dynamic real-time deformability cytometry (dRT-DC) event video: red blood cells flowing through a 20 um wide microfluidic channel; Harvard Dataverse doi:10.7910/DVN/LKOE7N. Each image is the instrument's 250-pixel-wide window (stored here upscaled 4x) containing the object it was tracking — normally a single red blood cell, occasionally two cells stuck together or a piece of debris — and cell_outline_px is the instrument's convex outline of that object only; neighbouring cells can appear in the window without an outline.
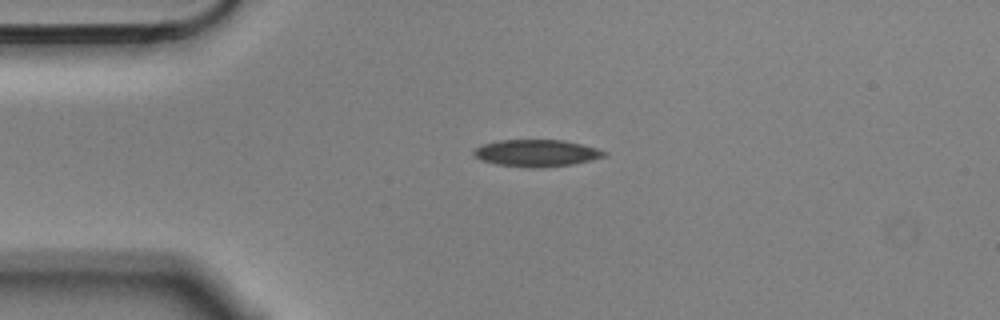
{"species": "Egyptian fruit bat (a non-hibernating species)", "species_latin": "Rousettus aegyptiacus", "temperature_condition": "cold", "stored_images_in_passage": 3, "camera_frame_rate_fps": 3000, "um_per_image_px": 0.085, "animal": {"sex": "male"}, "frame": {"image": 1, "passage_image": 1, "time_ms": 0.0, "image_size_px": [1000, 320], "cell_outline_px": [[608, 156], [592, 160], [572, 164], [544, 168], [528, 168], [496, 164], [480, 160], [472, 156], [472, 152], [476, 148], [484, 144], [500, 140], [564, 140], [596, 148], [608, 152]], "centroid_in_image_um": [45.61, 13.02], "position_along_channel_um": 39.4, "area_um2": 20.69}}
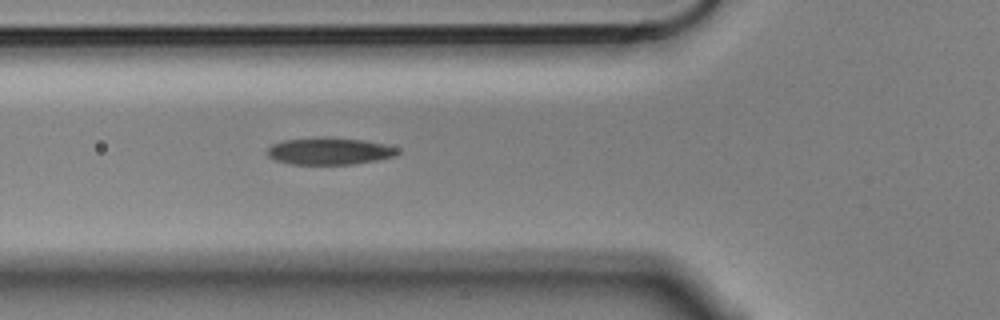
{"frame": {"image": 2, "passage_image": 3, "time_ms": 0.667, "image_size_px": [1000, 320], "cell_outline_px": [[400, 152], [392, 156], [376, 160], [352, 164], [292, 164], [276, 160], [268, 156], [268, 148], [272, 144], [284, 140], [320, 136], [324, 136], [364, 140], [384, 144], [400, 148]], "centroid_in_image_um": [28.0, 12.82], "position_along_channel_um": 97.8, "area_um2": 20.58}}